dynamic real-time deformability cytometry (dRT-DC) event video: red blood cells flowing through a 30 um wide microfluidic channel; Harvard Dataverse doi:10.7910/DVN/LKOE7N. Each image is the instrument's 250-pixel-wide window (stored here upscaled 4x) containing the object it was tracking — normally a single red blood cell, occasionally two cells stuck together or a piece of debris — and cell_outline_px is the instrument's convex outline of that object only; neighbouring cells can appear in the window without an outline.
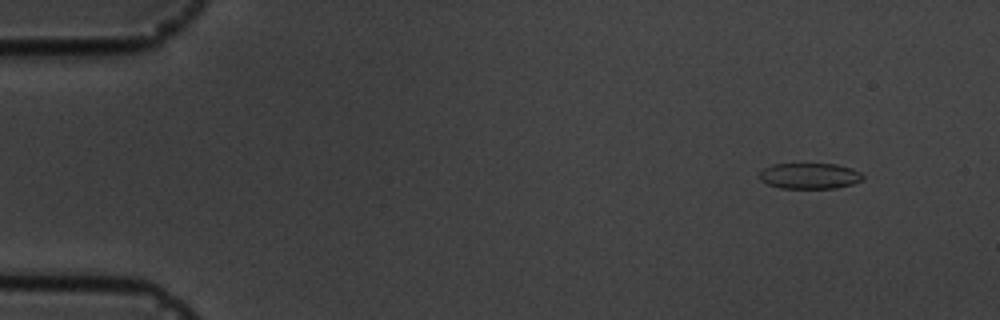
{"species": "common noctule bat (a hibernating species)", "species_latin": "Nyctalus noctula", "temperature_condition": "cold", "stored_images_in_passage": 8, "camera_frame_rate_fps": 3000, "um_per_image_px": 0.085, "animal": {"sex": "male", "body_mass_g": 19.5, "forearm_length_mm": 54.6}, "frame": {"image": 1, "passage_image": 1, "time_ms": 0.0, "image_size_px": [1000, 320], "cell_outline_px": [[864, 180], [852, 184], [836, 188], [780, 188], [768, 184], [760, 180], [760, 172], [764, 168], [772, 164], [836, 164], [852, 168], [860, 172], [864, 176]], "centroid_in_image_um": [68.84, 14.95], "position_along_channel_um": 16.2, "area_um2": 15.61}}
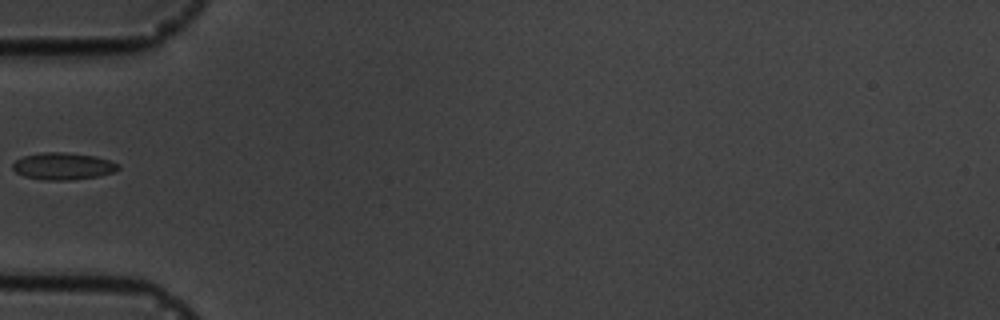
{"frame": {"image": 2, "passage_image": 5, "time_ms": 4.667, "image_size_px": [1000, 320], "cell_outline_px": [[120, 168], [112, 172], [96, 176], [68, 180], [44, 180], [24, 176], [16, 172], [12, 168], [12, 164], [16, 160], [24, 156], [44, 152], [64, 152], [96, 156], [120, 164]], "centroid_in_image_um": [5.34, 14.12], "position_along_channel_um": 79.7, "area_um2": 16.47}}
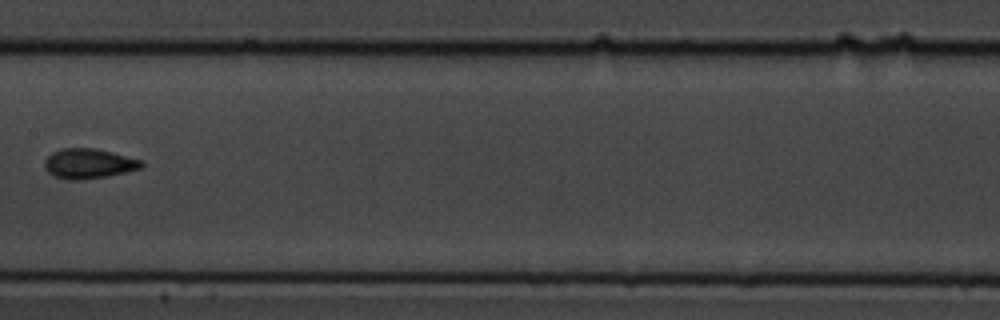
{"frame": {"image": 3, "passage_image": 8, "time_ms": 8.0, "image_size_px": [1000, 320], "cell_outline_px": [[144, 164], [140, 168], [108, 176], [80, 180], [68, 180], [56, 176], [48, 172], [44, 168], [44, 160], [52, 152], [64, 148], [96, 148], [112, 152], [140, 160]], "centroid_in_image_um": [7.5, 13.9], "position_along_channel_um": 199.9, "area_um2": 16.76}}